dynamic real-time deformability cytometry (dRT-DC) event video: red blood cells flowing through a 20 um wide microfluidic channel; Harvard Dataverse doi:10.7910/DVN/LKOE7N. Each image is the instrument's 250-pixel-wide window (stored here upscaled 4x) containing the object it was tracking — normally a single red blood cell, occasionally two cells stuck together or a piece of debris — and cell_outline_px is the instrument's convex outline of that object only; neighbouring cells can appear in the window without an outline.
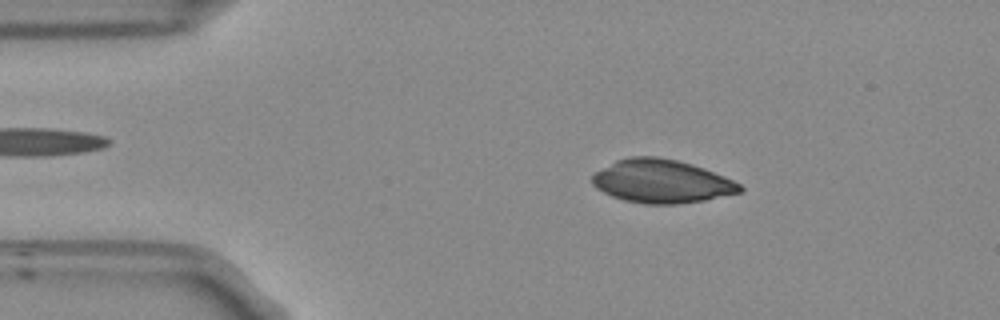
{"species": "Egyptian fruit bat (a non-hibernating species)", "species_latin": "Rousettus aegyptiacus", "temperature_condition": "room temperature", "stored_images_in_passage": 52, "camera_frame_rate_fps": 3000, "um_per_image_px": 0.085, "frame": {"image": 1, "passage_image": 8, "time_ms": 2.333, "image_size_px": [1000, 320], "cell_outline_px": [[744, 192], [704, 200], [676, 204], [644, 204], [624, 200], [612, 196], [596, 188], [592, 184], [592, 176], [596, 172], [616, 160], [632, 156], [656, 156], [676, 160], [692, 164], [704, 168], [724, 176], [740, 184], [744, 188]], "centroid_in_image_um": [56.26, 15.41], "position_along_channel_um": 28.7, "area_um2": 37.28}}
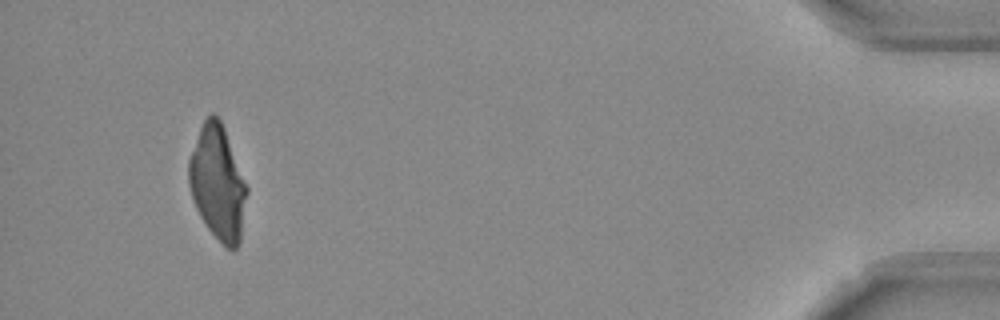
{"frame": {"image": 2, "passage_image": 49, "time_ms": 16.0, "image_size_px": [1000, 320], "cell_outline_px": [[248, 192], [240, 244], [232, 252], [208, 228], [200, 216], [196, 208], [188, 184], [188, 160], [200, 128], [204, 120], [212, 112], [220, 120], [224, 128], [248, 188]], "centroid_in_image_um": [18.51, 15.56], "position_along_channel_um": 416.7, "area_um2": 38.38}}